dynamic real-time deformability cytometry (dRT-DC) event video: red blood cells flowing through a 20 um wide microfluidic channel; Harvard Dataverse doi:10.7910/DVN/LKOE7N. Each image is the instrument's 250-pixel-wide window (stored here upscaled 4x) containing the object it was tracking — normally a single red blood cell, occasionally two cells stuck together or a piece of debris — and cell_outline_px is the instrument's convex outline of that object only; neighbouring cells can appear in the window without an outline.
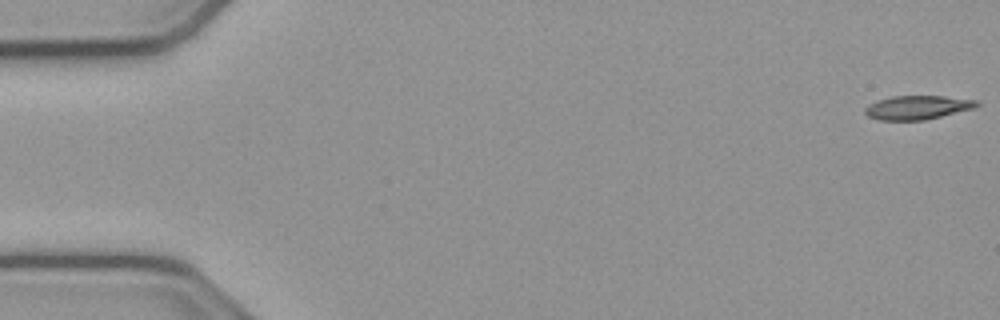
{"species": "common noctule bat (a hibernating species)", "species_latin": "Nyctalus noctula", "temperature_condition": "cold", "stored_images_in_passage": 54, "camera_frame_rate_fps": 3000, "um_per_image_px": 0.085, "animal": {"sex": "male", "body_mass_g": 23.1, "forearm_length_mm": 52.7}, "frame": {"image": 1, "passage_image": 1, "time_ms": 0.0, "image_size_px": [1000, 320], "cell_outline_px": [[980, 104], [972, 108], [924, 120], [880, 120], [868, 116], [864, 112], [864, 108], [868, 104], [876, 100], [892, 96], [944, 96], [980, 100]], "centroid_in_image_um": [77.95, 9.12], "position_along_channel_um": 7.1, "area_um2": 15.49}}
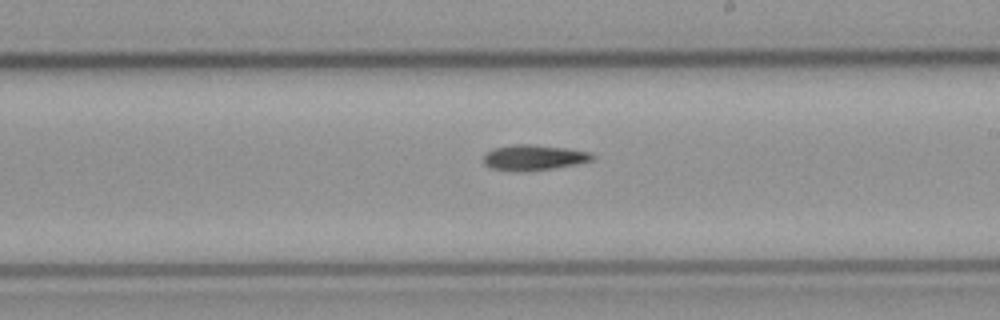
{"frame": {"image": 2, "passage_image": 31, "time_ms": 10.0, "image_size_px": [1000, 320], "cell_outline_px": [[596, 156], [592, 160], [576, 164], [552, 168], [520, 172], [492, 168], [484, 164], [484, 156], [488, 152], [496, 148], [512, 144], [532, 144], [564, 148], [588, 152]], "centroid_in_image_um": [45.36, 13.39], "position_along_channel_um": 243.6, "area_um2": 15.9}}
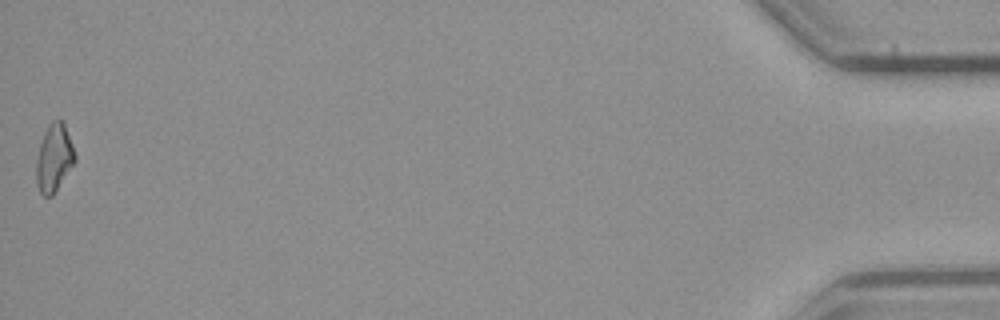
{"frame": {"image": 3, "passage_image": 54, "time_ms": 17.667, "image_size_px": [1000, 320], "cell_outline_px": [[76, 160], [52, 196], [44, 196], [40, 192], [36, 184], [36, 160], [40, 144], [44, 132], [48, 124], [52, 120], [60, 116], [64, 120], [76, 156]], "centroid_in_image_um": [4.6, 13.36], "position_along_channel_um": 430.6, "area_um2": 15.43}, "authors_computed_cell_mechanics": {"area_um2": 15.6638, "velocity_mm_per_s": 3.8068, "shape_relaxation_time_tau1_ms": 7.4746, "shape_relaxation_time_tau2_ms": null, "deformation_change_tau1": 0.168, "deformation_change_tau2": null}}